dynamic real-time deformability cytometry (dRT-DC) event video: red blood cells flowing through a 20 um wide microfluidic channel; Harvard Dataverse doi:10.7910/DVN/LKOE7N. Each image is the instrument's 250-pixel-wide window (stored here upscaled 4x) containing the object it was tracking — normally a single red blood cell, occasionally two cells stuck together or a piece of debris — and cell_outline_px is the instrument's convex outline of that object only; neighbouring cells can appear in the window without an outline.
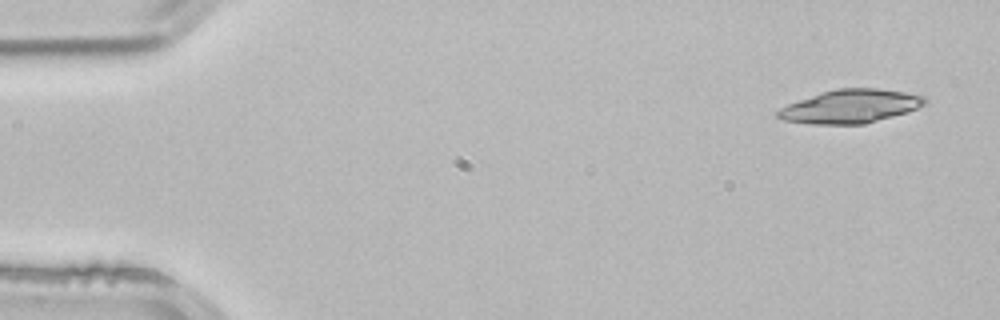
{"species": "common noctule bat (a hibernating species)", "species_latin": "Nyctalus noctula", "temperature_condition": "room temperature", "stored_images_in_passage": 3, "camera_frame_rate_fps": 3000, "um_per_image_px": 0.085, "animal": {"sex": "male", "body_mass_g": 21.5, "forearm_length_mm": 52.0}, "frame": {"image": 1, "passage_image": 1, "time_ms": 0.0, "image_size_px": [1000, 320], "cell_outline_px": [[928, 100], [924, 104], [908, 112], [864, 124], [812, 124], [784, 120], [776, 116], [776, 112], [780, 108], [788, 104], [820, 92], [836, 88], [880, 88], [904, 92], [924, 96]], "centroid_in_image_um": [72.28, 9.03], "position_along_channel_um": 12.7, "area_um2": 28.67}}